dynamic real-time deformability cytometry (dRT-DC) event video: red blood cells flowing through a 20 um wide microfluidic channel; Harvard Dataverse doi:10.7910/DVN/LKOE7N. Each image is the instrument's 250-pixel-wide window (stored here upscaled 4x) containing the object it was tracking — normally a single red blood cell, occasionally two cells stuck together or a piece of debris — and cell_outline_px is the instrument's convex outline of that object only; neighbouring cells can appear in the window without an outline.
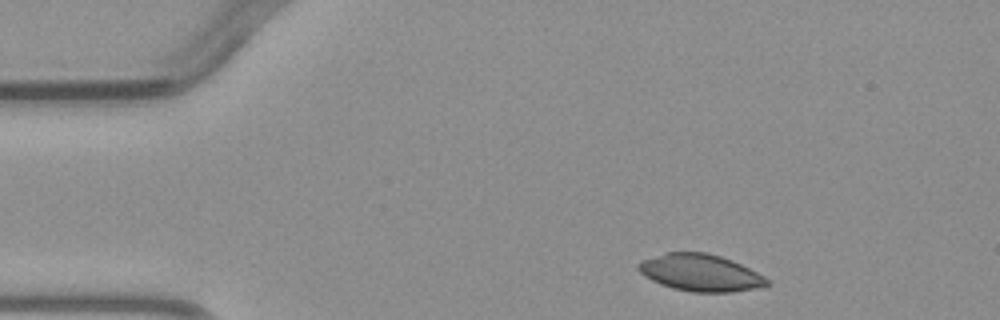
{"species": "common noctule bat (a hibernating species)", "species_latin": "Nyctalus noctula", "temperature_condition": "warm", "stored_images_in_passage": 4, "camera_frame_rate_fps": 3000, "um_per_image_px": 0.085, "animal": {"sex": "male", "body_mass_g": 23.1, "forearm_length_mm": 52.7}, "frame": {"image": 1, "passage_image": 1, "time_ms": 0.0, "image_size_px": [1000, 320], "cell_outline_px": [[768, 284], [764, 288], [732, 292], [692, 292], [672, 288], [660, 284], [644, 276], [636, 268], [636, 264], [640, 260], [664, 252], [708, 252], [732, 260], [764, 276], [768, 280]], "centroid_in_image_um": [59.51, 23.18], "position_along_channel_um": 25.5, "area_um2": 28.03}}
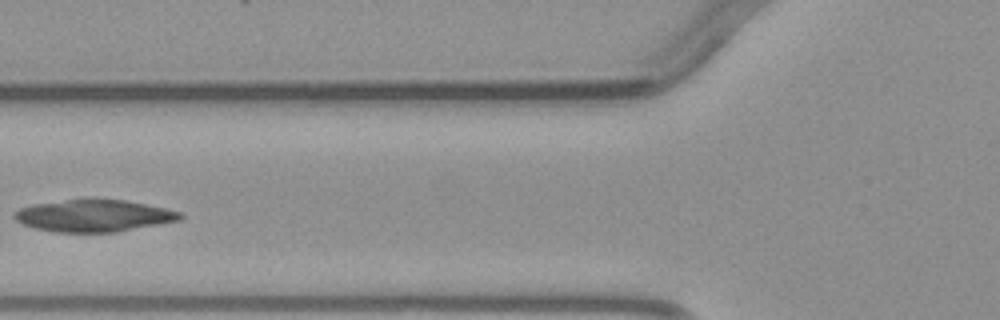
{"frame": {"image": 2, "passage_image": 4, "time_ms": 3.667, "image_size_px": [1000, 320], "cell_outline_px": [[184, 216], [180, 220], [116, 232], [56, 232], [36, 228], [24, 224], [16, 220], [12, 216], [12, 212], [20, 208], [32, 204], [68, 200], [124, 200], [184, 212]], "centroid_in_image_um": [7.97, 18.34], "position_along_channel_um": 117.8, "area_um2": 30.58}}